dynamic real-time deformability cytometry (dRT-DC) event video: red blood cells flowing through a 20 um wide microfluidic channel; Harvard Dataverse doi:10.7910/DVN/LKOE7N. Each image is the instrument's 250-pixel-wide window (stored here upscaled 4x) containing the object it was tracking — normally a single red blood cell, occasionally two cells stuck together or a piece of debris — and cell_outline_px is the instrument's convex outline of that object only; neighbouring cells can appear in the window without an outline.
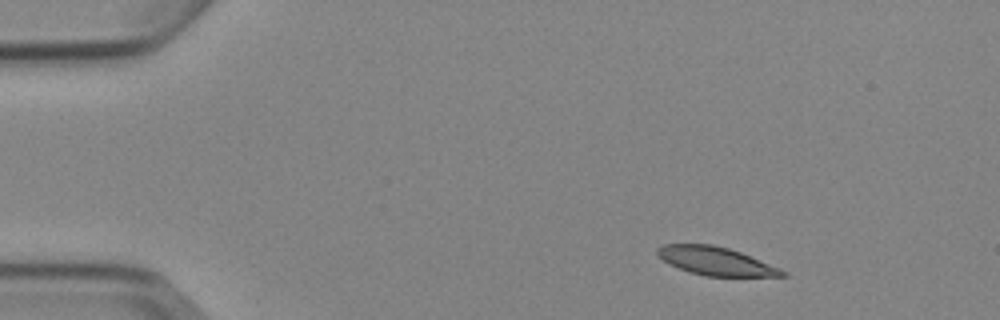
{"species": "Egyptian fruit bat (a non-hibernating species)", "species_latin": "Rousettus aegyptiacus", "temperature_condition": "cold", "stored_images_in_passage": 3, "camera_frame_rate_fps": 3000, "um_per_image_px": 0.085, "animal": {"sex": "female"}, "frame": {"image": 1, "passage_image": 1, "time_ms": 0.0, "image_size_px": [1000, 320], "cell_outline_px": [[788, 276], [704, 276], [688, 272], [668, 264], [656, 252], [656, 248], [664, 244], [712, 244], [728, 248], [740, 252], [780, 268], [788, 272]], "centroid_in_image_um": [60.83, 22.19], "position_along_channel_um": 24.2, "area_um2": 20.58}}